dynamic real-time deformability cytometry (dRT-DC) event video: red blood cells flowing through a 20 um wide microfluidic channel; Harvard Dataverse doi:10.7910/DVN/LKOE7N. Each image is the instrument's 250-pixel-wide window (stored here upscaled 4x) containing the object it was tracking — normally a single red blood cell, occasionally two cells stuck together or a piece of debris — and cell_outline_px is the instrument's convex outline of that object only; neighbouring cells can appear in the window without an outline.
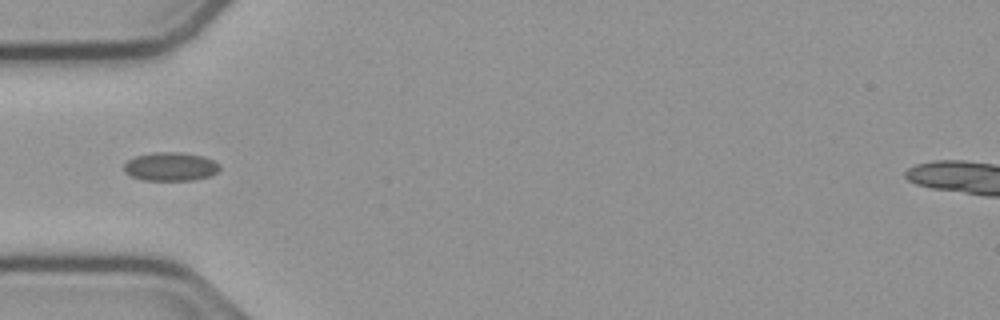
{"species": "common noctule bat (a hibernating species)", "species_latin": "Nyctalus noctula", "temperature_condition": "cold", "stored_images_in_passage": 38, "camera_frame_rate_fps": 3000, "um_per_image_px": 0.085, "animal": {"sex": "male", "body_mass_g": 23.1, "forearm_length_mm": 52.7}, "frame": {"image": 1, "passage_image": 1, "time_ms": 0.0, "image_size_px": [1000, 320], "cell_outline_px": [[220, 168], [216, 172], [208, 176], [192, 180], [144, 180], [132, 176], [124, 172], [124, 164], [128, 160], [136, 156], [156, 152], [180, 152], [204, 156], [220, 164]], "centroid_in_image_um": [14.49, 14.15], "position_along_channel_um": 70.5, "area_um2": 15.84}}
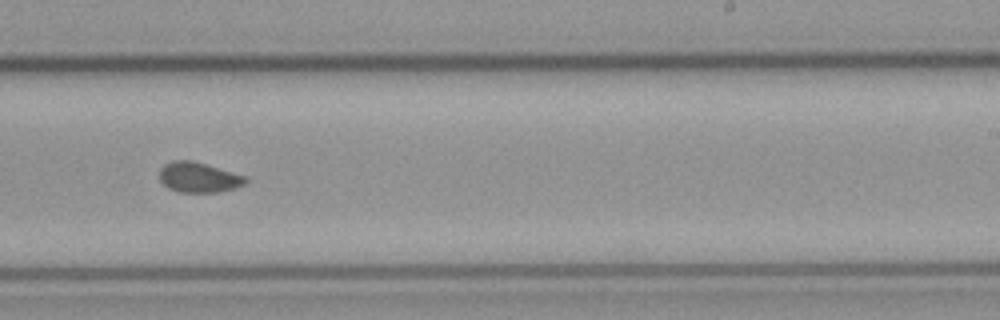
{"frame": {"image": 2, "passage_image": 17, "time_ms": 5.333, "image_size_px": [1000, 320], "cell_outline_px": [[248, 180], [244, 184], [236, 188], [220, 192], [180, 192], [168, 188], [160, 180], [160, 168], [164, 164], [172, 160], [192, 160], [208, 164], [244, 176]], "centroid_in_image_um": [16.88, 15.07], "position_along_channel_um": 272.1, "area_um2": 15.2}}
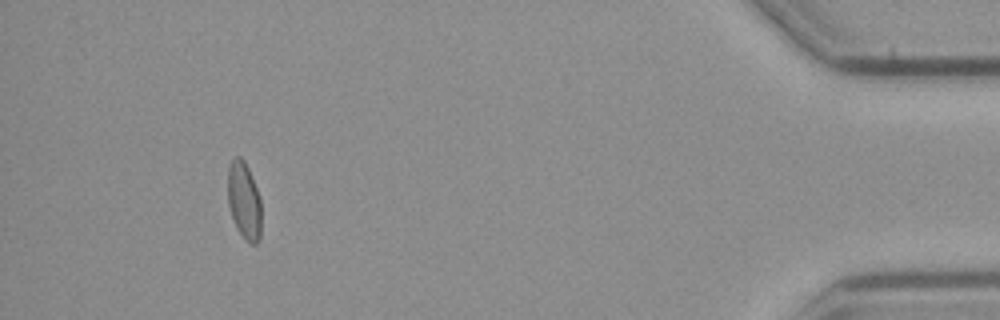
{"frame": {"image": 3, "passage_image": 34, "time_ms": 11.0, "image_size_px": [1000, 320], "cell_outline_px": [[260, 236], [256, 244], [248, 244], [240, 232], [232, 216], [228, 204], [228, 168], [232, 160], [236, 156], [240, 156], [244, 160], [248, 168], [260, 196]], "centroid_in_image_um": [20.75, 17.04], "position_along_channel_um": 414.5, "area_um2": 14.91}, "authors_computed_cell_mechanics": {"area_um2": 15.0858, "velocity_mm_per_s": 3.7547, "shape_relaxation_time_tau1_ms": null, "shape_relaxation_time_tau2_ms": 1.2605, "deformation_change_tau1": null, "deformation_change_tau2": 0.0415}}